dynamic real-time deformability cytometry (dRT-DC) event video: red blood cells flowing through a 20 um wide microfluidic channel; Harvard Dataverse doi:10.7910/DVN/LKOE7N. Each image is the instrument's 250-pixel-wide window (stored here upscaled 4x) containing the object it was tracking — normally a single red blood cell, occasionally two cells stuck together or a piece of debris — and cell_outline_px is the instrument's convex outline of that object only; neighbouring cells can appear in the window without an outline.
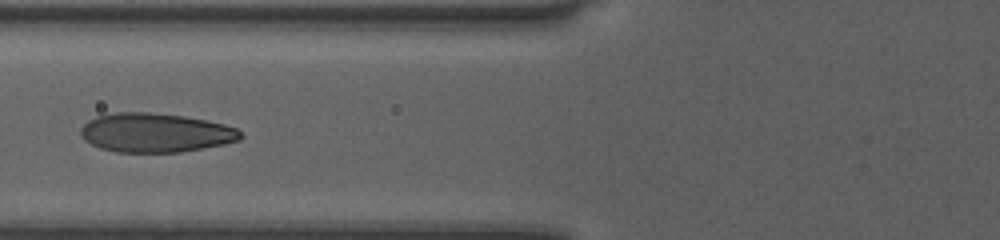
{"species": "human", "species_latin": "Homo sapiens", "temperature_condition": "room temperature", "stored_images_in_passage": 14, "camera_frame_rate_fps": 3000, "um_per_image_px": 0.085, "donor": {"sex": "female"}, "frame": {"image": 1, "passage_image": 8, "time_ms": 2.333, "image_size_px": [1000, 240], "cell_outline_px": [[244, 136], [240, 140], [224, 144], [180, 152], [116, 152], [100, 148], [84, 140], [80, 136], [80, 128], [88, 120], [96, 116], [112, 112], [148, 112], [184, 116], [224, 124], [236, 128]], "centroid_in_image_um": [13.18, 11.28], "position_along_channel_um": 112.6, "area_um2": 36.53}}
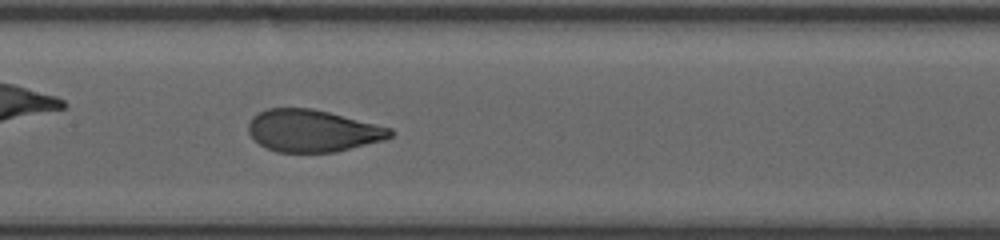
{"frame": {"image": 2, "passage_image": 10, "time_ms": 3.0, "image_size_px": [1000, 240], "cell_outline_px": [[396, 132], [392, 136], [384, 140], [336, 152], [276, 152], [260, 144], [248, 132], [248, 124], [252, 116], [256, 112], [268, 108], [312, 108], [392, 128]], "centroid_in_image_um": [26.58, 11.11], "position_along_channel_um": 180.8, "area_um2": 34.85}}
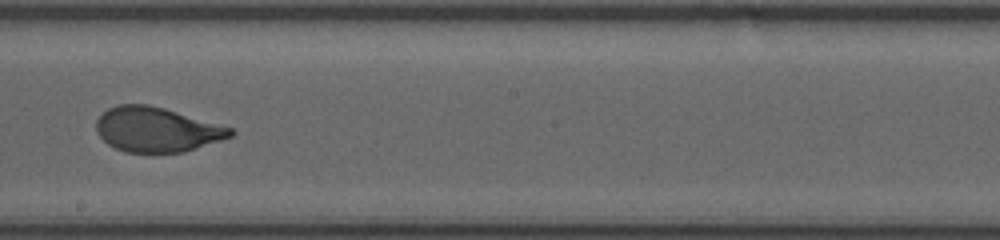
{"frame": {"image": 3, "passage_image": 12, "time_ms": 3.667, "image_size_px": [1000, 240], "cell_outline_px": [[236, 132], [232, 136], [184, 152], [124, 152], [108, 144], [96, 132], [96, 120], [108, 108], [120, 104], [148, 104], [164, 108], [232, 128]], "centroid_in_image_um": [13.3, 11.01], "position_along_channel_um": 234.9, "area_um2": 34.68}}